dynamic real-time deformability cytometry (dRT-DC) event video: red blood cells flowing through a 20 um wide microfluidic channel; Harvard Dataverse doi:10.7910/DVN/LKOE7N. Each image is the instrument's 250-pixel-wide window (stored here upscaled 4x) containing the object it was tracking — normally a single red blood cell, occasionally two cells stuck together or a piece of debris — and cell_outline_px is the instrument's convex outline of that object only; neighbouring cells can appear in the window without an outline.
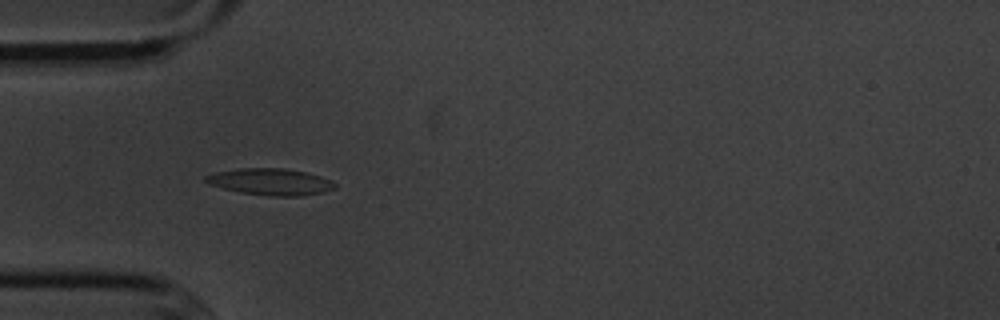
{"species": "common noctule bat (a hibernating species)", "species_latin": "Nyctalus noctula", "temperature_condition": "cold", "stored_images_in_passage": 46, "camera_frame_rate_fps": 3000, "um_per_image_px": 0.085, "animal": {"sex": "male", "body_mass_g": 20.1, "forearm_length_mm": 53.5}, "frame": {"image": 1, "passage_image": 8, "time_ms": 2.333, "image_size_px": [1000, 320], "cell_outline_px": [[336, 188], [320, 192], [300, 196], [272, 196], [240, 192], [208, 184], [204, 180], [204, 176], [212, 172], [240, 168], [284, 168], [308, 172], [332, 180], [336, 184]], "centroid_in_image_um": [22.97, 15.44], "position_along_channel_um": 62.0, "area_um2": 20.11}}
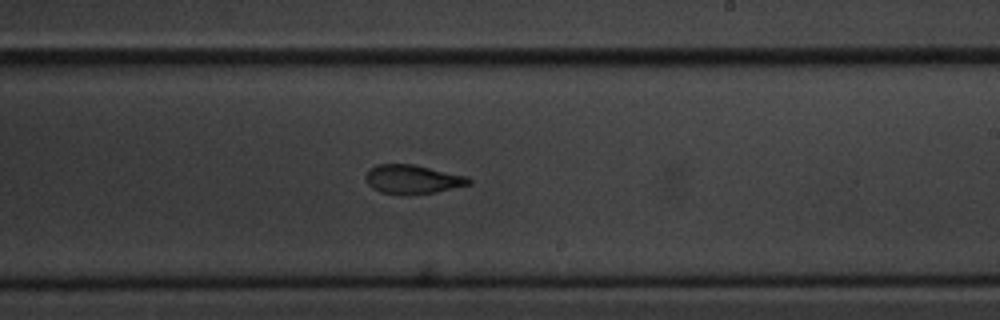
{"frame": {"image": 2, "passage_image": 24, "time_ms": 7.667, "image_size_px": [1000, 320], "cell_outline_px": [[472, 184], [436, 192], [380, 192], [372, 188], [368, 184], [364, 176], [368, 168], [376, 164], [412, 164], [468, 176], [472, 180]], "centroid_in_image_um": [35.07, 15.19], "position_along_channel_um": 253.9, "area_um2": 16.99}}
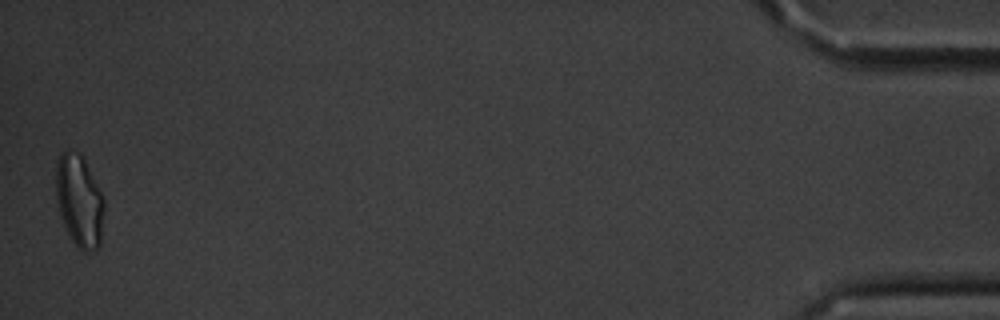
{"frame": {"image": 3, "passage_image": 46, "time_ms": 15.0, "image_size_px": [1000, 320], "cell_outline_px": [[104, 208], [100, 244], [96, 248], [88, 252], [84, 252], [76, 248], [64, 224], [60, 212], [56, 196], [56, 160], [68, 148], [80, 152], [84, 156], [104, 200]], "centroid_in_image_um": [6.74, 17.04], "position_along_channel_um": 428.5, "area_um2": 25.95}, "authors_computed_cell_mechanics": {"area_um2": 18.7272, "velocity_mm_per_s": 3.6126, "shape_relaxation_time_tau1_ms": 5.7649, "shape_relaxation_time_tau2_ms": 4.2293, "deformation_change_tau1": 0.1962, "deformation_change_tau2": 0.0972}}